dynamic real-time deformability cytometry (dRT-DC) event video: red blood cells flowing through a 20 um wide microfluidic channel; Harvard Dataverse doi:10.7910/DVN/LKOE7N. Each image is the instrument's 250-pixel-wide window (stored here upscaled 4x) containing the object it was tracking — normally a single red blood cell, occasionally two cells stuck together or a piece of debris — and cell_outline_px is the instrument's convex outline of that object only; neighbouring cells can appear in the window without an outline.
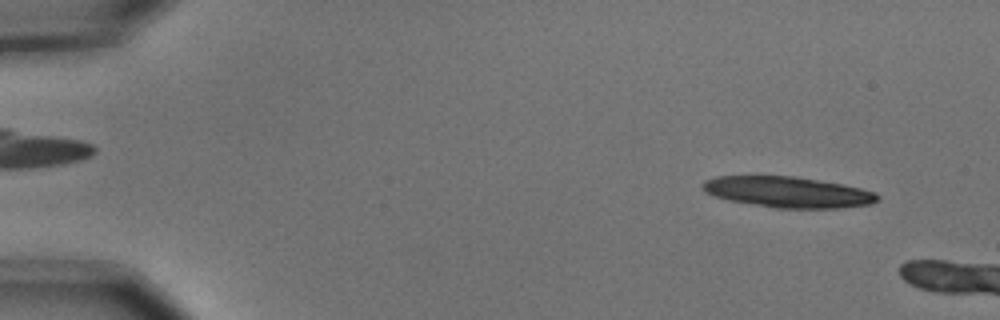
{"species": "common noctule bat (a hibernating species)", "species_latin": "Nyctalus noctula", "temperature_condition": "cold", "stored_images_in_passage": 6, "camera_frame_rate_fps": 3000, "um_per_image_px": 0.085, "animal": {"sex": "male", "body_mass_g": 15.6}, "frame": {"image": 1, "passage_image": 2, "time_ms": 0.333, "image_size_px": [1000, 320], "cell_outline_px": [[880, 200], [872, 204], [840, 208], [776, 208], [728, 200], [704, 192], [704, 180], [716, 176], [796, 176], [844, 184], [876, 192], [880, 196]], "centroid_in_image_um": [67.03, 16.32], "position_along_channel_um": 18.0, "area_um2": 31.56}}